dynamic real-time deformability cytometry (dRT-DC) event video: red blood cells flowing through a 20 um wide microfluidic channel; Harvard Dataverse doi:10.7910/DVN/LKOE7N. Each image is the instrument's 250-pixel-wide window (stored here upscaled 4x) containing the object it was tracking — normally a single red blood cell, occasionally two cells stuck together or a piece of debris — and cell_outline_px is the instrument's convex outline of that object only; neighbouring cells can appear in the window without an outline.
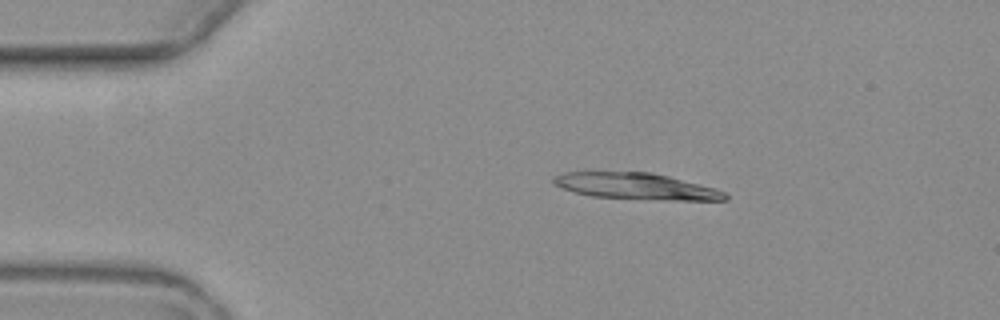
{"species": "common noctule bat (a hibernating species)", "species_latin": "Nyctalus noctula", "temperature_condition": "warm", "stored_images_in_passage": 4, "camera_frame_rate_fps": 3000, "um_per_image_px": 0.085, "animal": {"sex": "female", "body_mass_g": 19.3, "forearm_length_mm": 54.1}, "frame": {"image": 1, "passage_image": 2, "time_ms": 1.333, "image_size_px": [1000, 320], "cell_outline_px": [[728, 200], [676, 200], [592, 196], [576, 192], [552, 184], [552, 176], [564, 172], [588, 168], [652, 172], [668, 176], [712, 188], [724, 192], [728, 196]], "centroid_in_image_um": [53.88, 15.76], "position_along_channel_um": 31.1, "area_um2": 27.11}}